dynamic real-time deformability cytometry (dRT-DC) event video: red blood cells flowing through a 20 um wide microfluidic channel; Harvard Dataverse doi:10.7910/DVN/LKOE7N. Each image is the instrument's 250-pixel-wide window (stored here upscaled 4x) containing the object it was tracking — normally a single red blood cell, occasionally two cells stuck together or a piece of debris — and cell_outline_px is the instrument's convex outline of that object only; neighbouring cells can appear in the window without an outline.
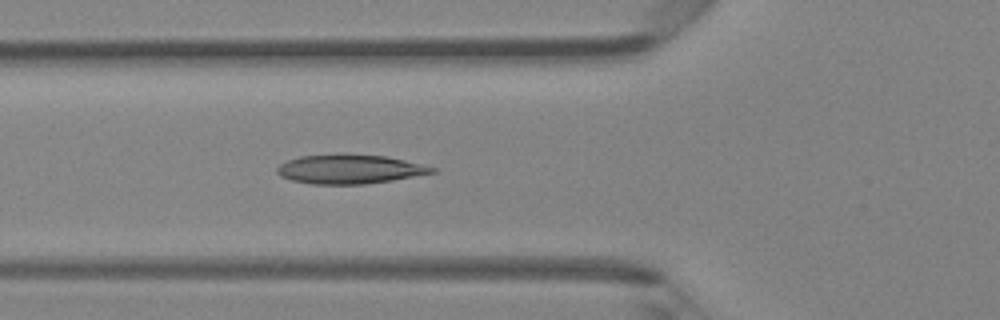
{"species": "Egyptian fruit bat (a non-hibernating species)", "species_latin": "Rousettus aegyptiacus", "temperature_condition": "room temperature", "stored_images_in_passage": 18, "camera_frame_rate_fps": 3000, "um_per_image_px": 0.085, "animal": {"sex": "female"}, "frame": {"image": 1, "passage_image": 16, "time_ms": 5.0, "image_size_px": [1000, 320], "cell_outline_px": [[436, 172], [392, 180], [364, 184], [312, 184], [292, 180], [280, 176], [276, 172], [276, 168], [280, 164], [288, 160], [300, 156], [340, 152], [388, 156], [436, 168]], "centroid_in_image_um": [29.68, 14.35], "position_along_channel_um": 96.1, "area_um2": 26.7}}